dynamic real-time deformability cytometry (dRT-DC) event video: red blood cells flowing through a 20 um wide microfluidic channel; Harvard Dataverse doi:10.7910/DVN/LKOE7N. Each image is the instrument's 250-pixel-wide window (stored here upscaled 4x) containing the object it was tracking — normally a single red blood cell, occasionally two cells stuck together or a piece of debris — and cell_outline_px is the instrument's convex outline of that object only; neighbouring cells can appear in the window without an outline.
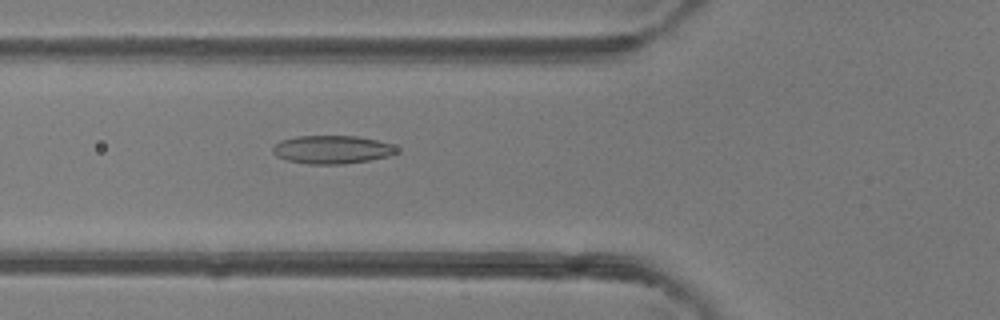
{"species": "common noctule bat (a hibernating species)", "species_latin": "Nyctalus noctula", "temperature_condition": "room temperature", "stored_images_in_passage": 43, "camera_frame_rate_fps": 3000, "um_per_image_px": 0.085, "animal": {"sex": "female"}, "frame": {"image": 1, "passage_image": 15, "time_ms": 4.667, "image_size_px": [1000, 320], "cell_outline_px": [[400, 148], [396, 152], [388, 156], [368, 160], [344, 164], [308, 164], [288, 160], [276, 156], [272, 152], [272, 148], [280, 140], [296, 136], [356, 136], [376, 140], [392, 144]], "centroid_in_image_um": [28.21, 12.71], "position_along_channel_um": 97.6, "area_um2": 20.35}}
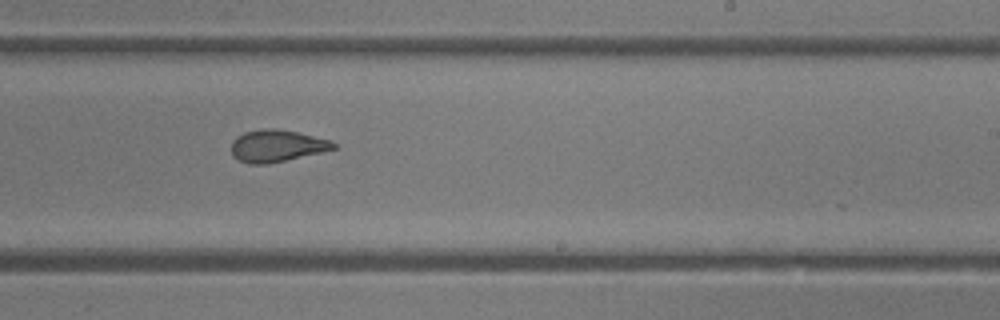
{"frame": {"image": 2, "passage_image": 27, "time_ms": 8.667, "image_size_px": [1000, 320], "cell_outline_px": [[336, 148], [320, 152], [268, 164], [248, 164], [232, 156], [232, 140], [236, 136], [244, 132], [264, 128], [276, 128], [296, 132], [332, 140], [336, 144]], "centroid_in_image_um": [23.5, 12.39], "position_along_channel_um": 265.5, "area_um2": 19.02}}
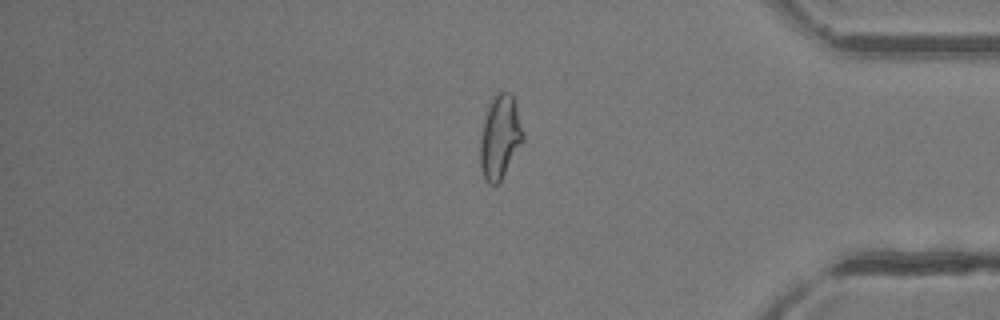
{"frame": {"image": 3, "passage_image": 38, "time_ms": 12.333, "image_size_px": [1000, 320], "cell_outline_px": [[524, 140], [500, 180], [496, 184], [488, 184], [484, 176], [480, 164], [480, 140], [484, 120], [492, 96], [500, 92], [512, 92], [524, 132]], "centroid_in_image_um": [42.51, 11.61], "position_along_channel_um": 392.7, "area_um2": 20.63}}